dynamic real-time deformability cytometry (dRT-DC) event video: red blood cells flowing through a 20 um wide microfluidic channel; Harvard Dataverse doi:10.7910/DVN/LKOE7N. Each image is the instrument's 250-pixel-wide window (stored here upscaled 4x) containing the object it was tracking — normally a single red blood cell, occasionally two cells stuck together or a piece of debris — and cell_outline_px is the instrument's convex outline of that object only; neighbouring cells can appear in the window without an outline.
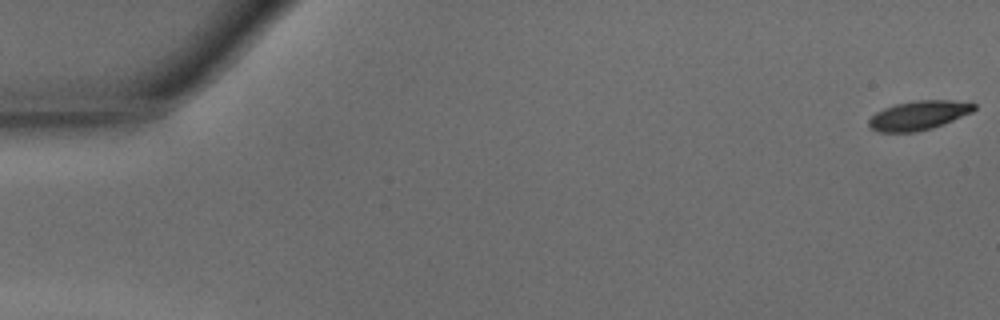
{"species": "common noctule bat (a hibernating species)", "species_latin": "Nyctalus noctula", "temperature_condition": "warm", "stored_images_in_passage": 48, "camera_frame_rate_fps": 3000, "um_per_image_px": 0.085, "animal": {"sex": "male", "body_mass_g": 15.6}, "frame": {"image": 1, "passage_image": 1, "time_ms": 0.0, "image_size_px": [1000, 320], "cell_outline_px": [[976, 108], [972, 112], [944, 124], [932, 128], [916, 132], [876, 132], [868, 124], [868, 120], [876, 112], [884, 108], [896, 104], [916, 100], [952, 100], [976, 104]], "centroid_in_image_um": [78.08, 9.81], "position_along_channel_um": 6.9, "area_um2": 17.86}}
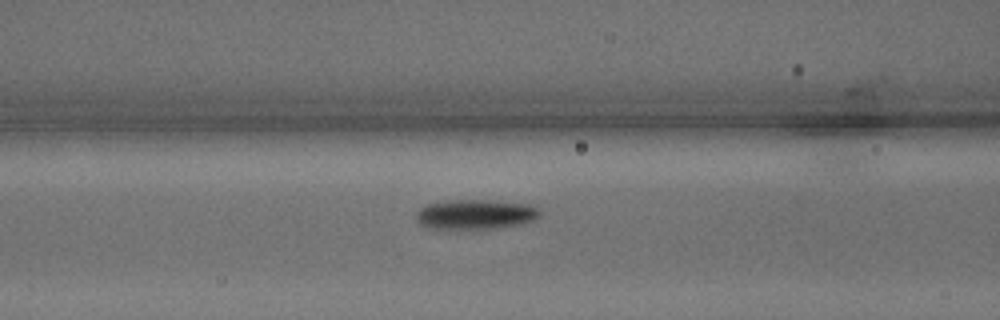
{"frame": {"image": 2, "passage_image": 20, "time_ms": 6.333, "image_size_px": [1000, 320], "cell_outline_px": [[540, 216], [532, 220], [520, 224], [496, 228], [428, 228], [420, 224], [416, 220], [416, 212], [420, 208], [428, 204], [456, 200], [488, 200], [528, 204], [540, 208]], "centroid_in_image_um": [40.42, 18.21], "position_along_channel_um": 126.2, "area_um2": 21.21}}
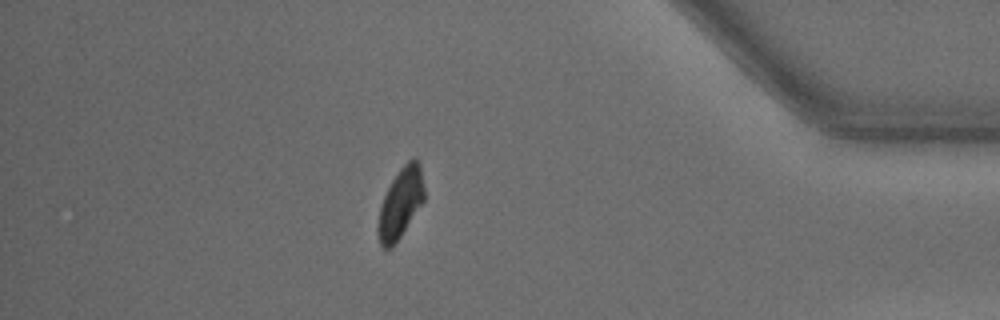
{"frame": {"image": 3, "passage_image": 42, "time_ms": 13.667, "image_size_px": [1000, 320], "cell_outline_px": [[424, 200], [392, 248], [384, 248], [380, 244], [376, 228], [380, 204], [392, 180], [400, 168], [412, 156], [416, 156], [420, 164], [424, 188]], "centroid_in_image_um": [34.03, 17.24], "position_along_channel_um": 401.2, "area_um2": 18.84}, "authors_computed_cell_mechanics": {"area_um2": 19.5075, "velocity_mm_per_s": 4.2684, "shape_relaxation_time_tau1_ms": 1.5931, "shape_relaxation_time_tau2_ms": 5.8456, "deformation_change_tau1": 0.1267, "deformation_change_tau2": 0.109}}